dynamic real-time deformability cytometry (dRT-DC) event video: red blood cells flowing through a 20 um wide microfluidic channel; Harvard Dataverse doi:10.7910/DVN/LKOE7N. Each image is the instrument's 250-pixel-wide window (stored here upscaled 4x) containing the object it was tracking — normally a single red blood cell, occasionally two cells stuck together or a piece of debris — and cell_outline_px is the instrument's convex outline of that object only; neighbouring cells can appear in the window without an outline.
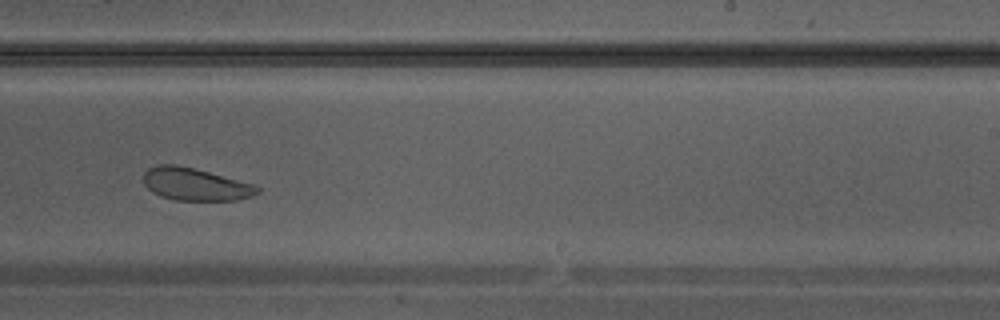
{"species": "Egyptian fruit bat (a non-hibernating species)", "species_latin": "Rousettus aegyptiacus", "temperature_condition": "warm", "stored_images_in_passage": 31, "camera_frame_rate_fps": 3000, "um_per_image_px": 0.085, "animal": {"sex": "male"}, "frame": {"image": 1, "passage_image": 18, "time_ms": 5.667, "image_size_px": [1000, 320], "cell_outline_px": [[260, 192], [252, 196], [236, 200], [176, 200], [160, 196], [152, 192], [144, 184], [144, 172], [148, 168], [156, 164], [176, 164], [256, 184], [260, 188]], "centroid_in_image_um": [16.6, 15.66], "position_along_channel_um": 272.4, "area_um2": 21.62}}